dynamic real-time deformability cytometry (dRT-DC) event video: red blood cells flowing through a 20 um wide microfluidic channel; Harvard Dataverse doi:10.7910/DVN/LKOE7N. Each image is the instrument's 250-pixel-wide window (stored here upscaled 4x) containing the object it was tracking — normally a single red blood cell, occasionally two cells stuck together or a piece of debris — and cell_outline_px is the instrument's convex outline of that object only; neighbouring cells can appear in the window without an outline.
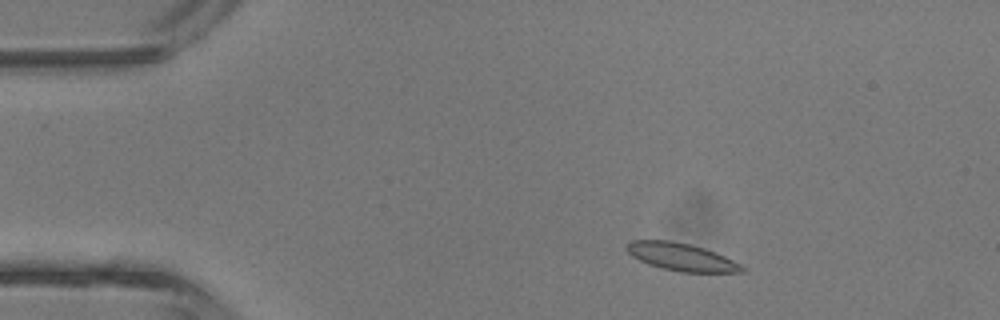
{"species": "common noctule bat (a hibernating species)", "species_latin": "Nyctalus noctula", "temperature_condition": "room temperature", "stored_images_in_passage": 42, "camera_frame_rate_fps": 3000, "um_per_image_px": 0.085, "animal": {"sex": "male", "body_mass_g": 13.3}, "frame": {"image": 1, "passage_image": 5, "time_ms": 1.333, "image_size_px": [1000, 320], "cell_outline_px": [[744, 272], [680, 272], [648, 264], [632, 256], [624, 248], [632, 240], [668, 240], [688, 244], [704, 248], [716, 252], [740, 264], [744, 268]], "centroid_in_image_um": [57.9, 21.83], "position_along_channel_um": 27.1, "area_um2": 18.32}}
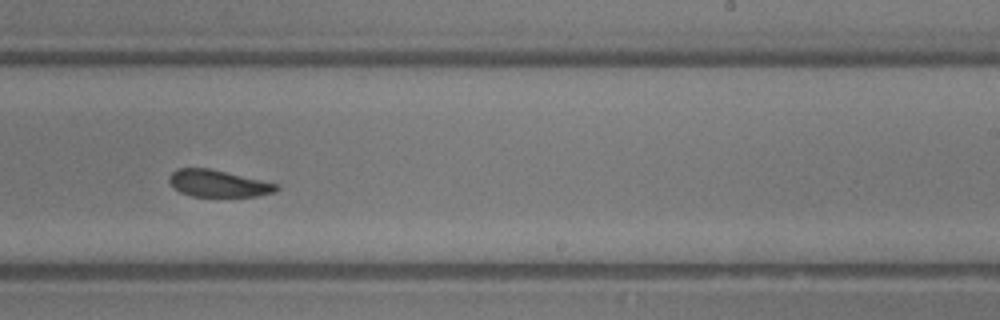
{"frame": {"image": 2, "passage_image": 25, "time_ms": 8.0, "image_size_px": [1000, 320], "cell_outline_px": [[280, 188], [276, 192], [256, 196], [192, 196], [180, 192], [168, 180], [168, 176], [176, 168], [208, 168], [260, 180], [276, 184]], "centroid_in_image_um": [18.52, 15.59], "position_along_channel_um": 270.5, "area_um2": 16.53}}
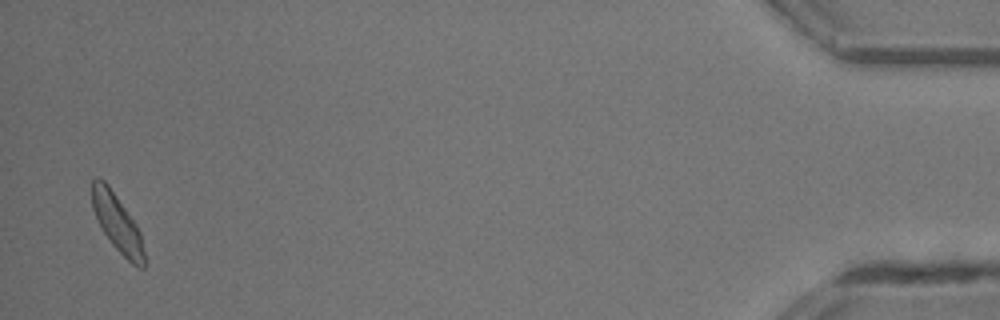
{"frame": {"image": 3, "passage_image": 41, "time_ms": 13.333, "image_size_px": [1000, 320], "cell_outline_px": [[144, 268], [140, 268], [132, 264], [112, 244], [104, 232], [92, 208], [92, 180], [96, 176], [100, 176], [108, 184], [136, 224], [140, 232], [144, 252]], "centroid_in_image_um": [9.95, 18.92], "position_along_channel_um": 425.2, "area_um2": 17.17}, "authors_computed_cell_mechanics": {"area_um2": 18.207, "velocity_mm_per_s": 4.6337, "shape_relaxation_time_tau1_ms": 3.907, "shape_relaxation_time_tau2_ms": 1.7589, "deformation_change_tau1": 0.1158, "deformation_change_tau2": 0.0682}}